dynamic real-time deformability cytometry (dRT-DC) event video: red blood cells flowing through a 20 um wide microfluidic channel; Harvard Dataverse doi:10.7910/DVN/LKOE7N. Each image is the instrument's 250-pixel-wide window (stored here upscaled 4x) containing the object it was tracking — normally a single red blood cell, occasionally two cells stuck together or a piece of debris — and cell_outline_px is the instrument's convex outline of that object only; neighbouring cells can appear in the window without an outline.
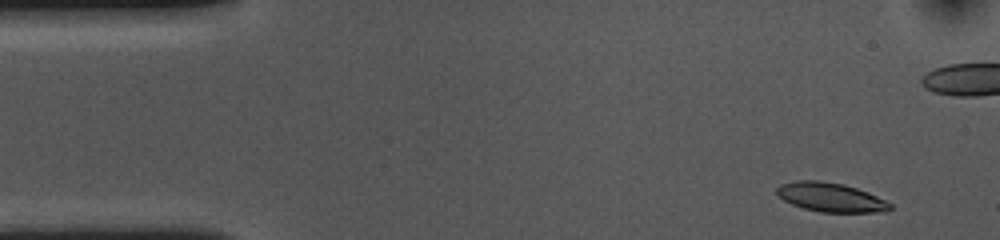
{"species": "common noctule bat (a hibernating species)", "species_latin": "Nyctalus noctula", "temperature_condition": "cold", "stored_images_in_passage": 54, "camera_frame_rate_fps": 3000, "um_per_image_px": 0.085, "animal": {"sex": "female", "body_mass_g": 10.0, "forearm_length_mm": 53.1}, "frame": {"image": 1, "passage_image": 3, "time_ms": 0.667, "image_size_px": [1000, 240], "cell_outline_px": [[892, 208], [888, 212], [820, 212], [804, 208], [792, 204], [784, 200], [776, 192], [776, 188], [780, 184], [796, 180], [820, 180], [844, 184], [868, 192], [892, 204]], "centroid_in_image_um": [70.62, 16.76], "position_along_channel_um": 14.4, "area_um2": 19.25}}
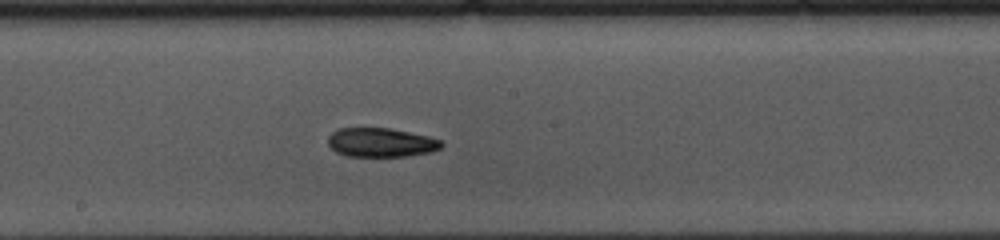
{"frame": {"image": 2, "passage_image": 27, "time_ms": 8.667, "image_size_px": [1000, 240], "cell_outline_px": [[444, 144], [440, 148], [432, 152], [404, 156], [348, 156], [336, 152], [328, 144], [328, 136], [332, 132], [340, 128], [388, 128], [428, 136], [440, 140]], "centroid_in_image_um": [32.38, 12.11], "position_along_channel_um": 215.8, "area_um2": 19.07}}
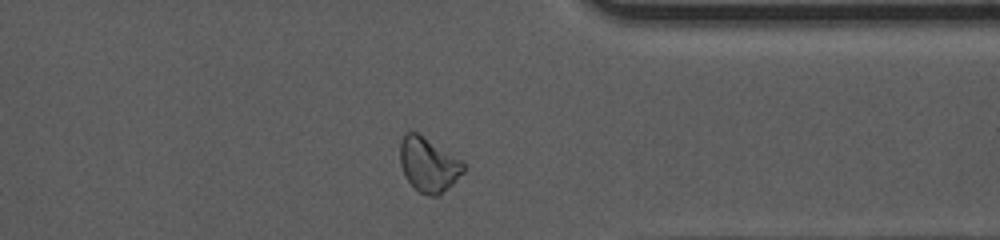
{"frame": {"image": 3, "passage_image": 41, "time_ms": 13.333, "image_size_px": [1000, 240], "cell_outline_px": [[464, 172], [452, 184], [436, 196], [428, 196], [420, 192], [404, 176], [400, 164], [400, 140], [404, 132], [416, 132], [464, 160]], "centroid_in_image_um": [36.42, 13.97], "position_along_channel_um": 375.0, "area_um2": 20.11}, "authors_computed_cell_mechanics": {"area_um2": 19.941, "velocity_mm_per_s": 3.5876, "shape_relaxation_time_tau1_ms": 4.2264, "shape_relaxation_time_tau2_ms": 5.1599, "deformation_change_tau1": 0.1375, "deformation_change_tau2": 0.1077}}